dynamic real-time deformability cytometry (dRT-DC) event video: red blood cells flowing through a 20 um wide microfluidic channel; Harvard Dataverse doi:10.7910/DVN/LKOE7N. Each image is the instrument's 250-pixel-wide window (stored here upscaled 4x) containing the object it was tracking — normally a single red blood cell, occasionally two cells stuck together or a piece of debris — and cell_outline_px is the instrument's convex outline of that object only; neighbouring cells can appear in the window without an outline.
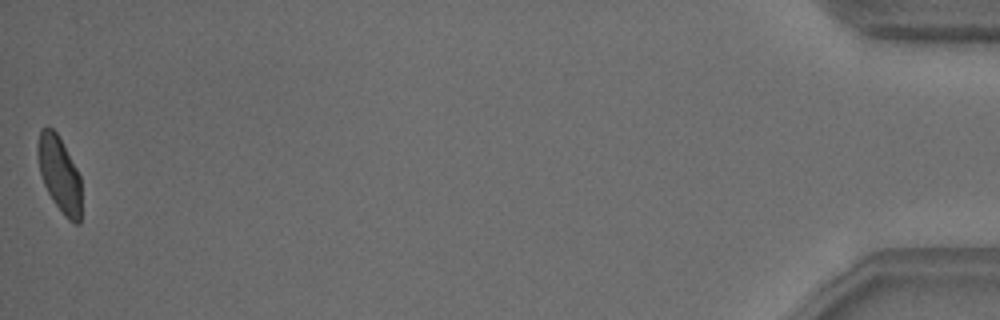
{"species": "common noctule bat (a hibernating species)", "species_latin": "Nyctalus noctula", "temperature_condition": "warm", "stored_images_in_passage": 43, "camera_frame_rate_fps": 3000, "um_per_image_px": 0.085, "animal": {"sex": "male", "body_mass_g": 18.8}, "frame": {"image": 1, "passage_image": 43, "time_ms": 14.0, "image_size_px": [1000, 320], "cell_outline_px": [[80, 224], [76, 224], [68, 220], [64, 216], [52, 200], [44, 184], [40, 172], [36, 156], [36, 148], [40, 128], [52, 128], [60, 136], [80, 176]], "centroid_in_image_um": [5.03, 14.78], "position_along_channel_um": 430.2, "area_um2": 19.36}, "authors_computed_cell_mechanics": {"area_um2": 20.3456, "velocity_mm_per_s": 3.7889, "shape_relaxation_time_tau1_ms": 3.2396, "shape_relaxation_time_tau2_ms": 1.5066, "deformation_change_tau1": 0.1334, "deformation_change_tau2": 0.0596}}